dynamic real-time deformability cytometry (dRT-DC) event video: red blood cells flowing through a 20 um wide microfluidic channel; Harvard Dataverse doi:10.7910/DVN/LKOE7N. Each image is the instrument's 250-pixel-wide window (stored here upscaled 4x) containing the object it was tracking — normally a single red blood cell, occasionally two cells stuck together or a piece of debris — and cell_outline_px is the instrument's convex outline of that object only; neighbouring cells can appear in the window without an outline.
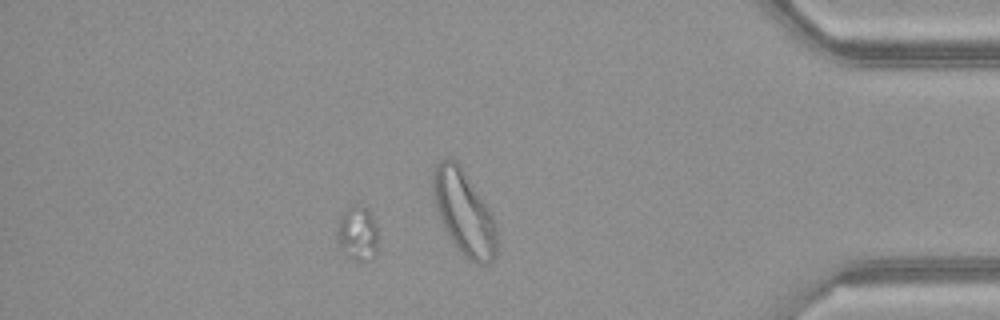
{"species": "common noctule bat (a hibernating species)", "species_latin": "Nyctalus noctula", "temperature_condition": "warm", "stored_images_in_passage": 39, "camera_frame_rate_fps": 3000, "um_per_image_px": 0.085, "animal": {"sex": "female", "body_mass_g": 21.9}, "frame": {"image": 1, "passage_image": 32, "time_ms": 10.333, "image_size_px": [1000, 320], "cell_outline_px": [[376, 256], [364, 260], [352, 260], [340, 248], [336, 236], [336, 220], [356, 200], [368, 208], [372, 212], [376, 224]], "centroid_in_image_um": [30.36, 19.75], "position_along_channel_um": 404.8, "area_um2": 13.53}}